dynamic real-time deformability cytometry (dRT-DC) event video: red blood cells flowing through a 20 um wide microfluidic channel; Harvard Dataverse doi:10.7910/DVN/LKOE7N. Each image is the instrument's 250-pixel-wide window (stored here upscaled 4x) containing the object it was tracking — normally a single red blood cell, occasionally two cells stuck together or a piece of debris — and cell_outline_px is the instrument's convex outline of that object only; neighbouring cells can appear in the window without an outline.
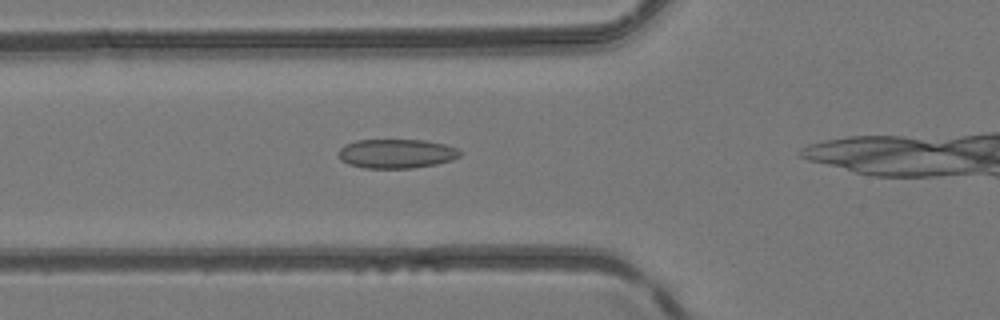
{"species": "common noctule bat (a hibernating species)", "species_latin": "Nyctalus noctula", "temperature_condition": "room temperature", "stored_images_in_passage": 18, "camera_frame_rate_fps": 3000, "um_per_image_px": 0.085, "animal": {"sex": "female", "body_mass_g": 24.6, "forearm_length_mm": 56.2}, "frame": {"image": 1, "passage_image": 11, "time_ms": 3.333, "image_size_px": [1000, 320], "cell_outline_px": [[460, 156], [452, 160], [436, 164], [412, 168], [364, 168], [348, 164], [340, 160], [340, 148], [344, 144], [356, 140], [424, 140], [444, 144], [456, 148], [460, 152]], "centroid_in_image_um": [33.68, 13.06], "position_along_channel_um": 92.1, "area_um2": 20.63}}
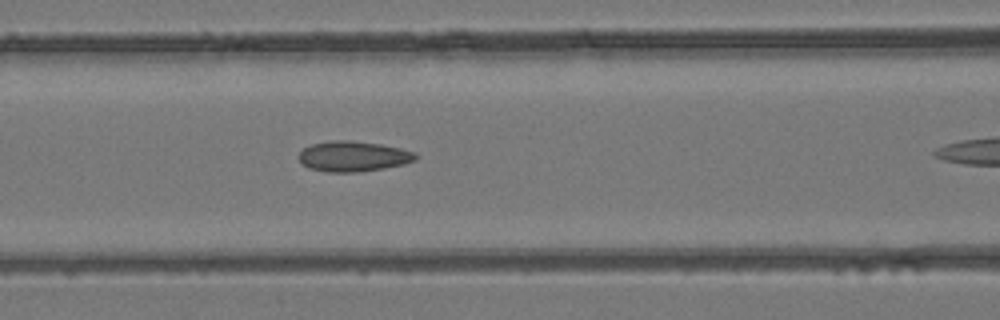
{"frame": {"image": 2, "passage_image": 14, "time_ms": 4.333, "image_size_px": [1000, 320], "cell_outline_px": [[416, 160], [404, 164], [384, 168], [356, 172], [328, 172], [308, 168], [300, 164], [300, 152], [304, 148], [312, 144], [336, 140], [348, 140], [380, 144], [400, 148], [416, 152]], "centroid_in_image_um": [30.02, 13.29], "position_along_channel_um": 136.6, "area_um2": 20.58}}
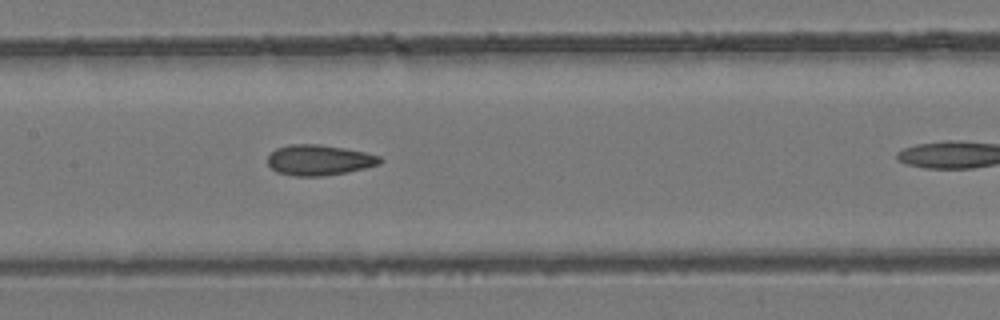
{"frame": {"image": 3, "passage_image": 17, "time_ms": 5.333, "image_size_px": [1000, 320], "cell_outline_px": [[384, 160], [380, 164], [348, 172], [324, 176], [292, 176], [276, 172], [268, 164], [268, 156], [276, 148], [292, 144], [320, 144], [344, 148], [364, 152], [380, 156]], "centroid_in_image_um": [27.13, 13.61], "position_along_channel_um": 180.3, "area_um2": 20.06}}